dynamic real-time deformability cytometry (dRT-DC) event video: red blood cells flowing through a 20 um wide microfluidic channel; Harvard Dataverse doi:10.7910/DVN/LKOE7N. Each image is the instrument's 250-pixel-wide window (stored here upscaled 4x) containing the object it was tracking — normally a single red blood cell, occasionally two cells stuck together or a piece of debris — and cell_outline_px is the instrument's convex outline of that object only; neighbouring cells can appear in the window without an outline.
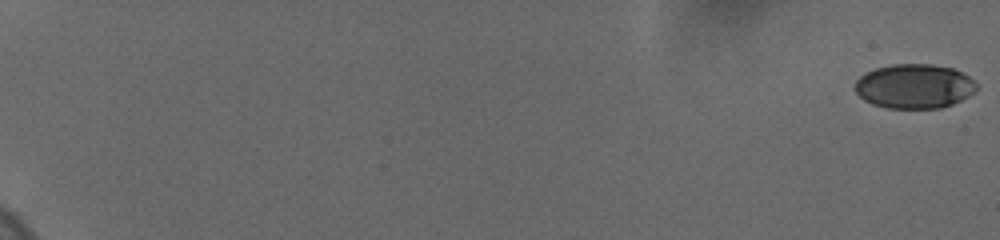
{"species": "human", "species_latin": "Homo sapiens", "temperature_condition": "cold", "stored_images_in_passage": 12, "camera_frame_rate_fps": 3000, "um_per_image_px": 0.085, "donor": {"sex": "female"}, "frame": {"image": 1, "passage_image": 1, "time_ms": 0.0, "image_size_px": [1000, 240], "cell_outline_px": [[976, 88], [968, 96], [952, 104], [940, 108], [888, 108], [872, 104], [864, 100], [856, 92], [856, 80], [864, 72], [876, 68], [892, 64], [928, 64], [952, 68], [968, 76], [976, 84]], "centroid_in_image_um": [77.68, 7.33], "position_along_channel_um": 7.3, "area_um2": 31.21}}
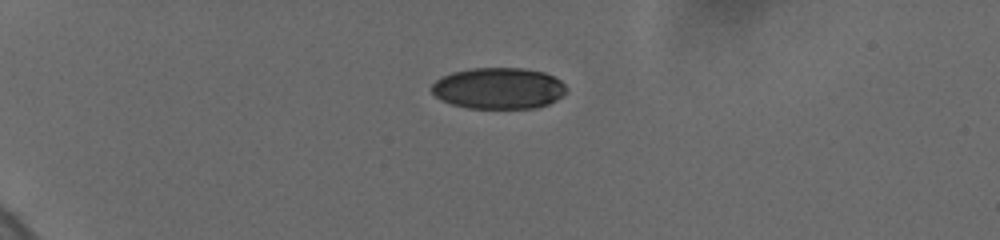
{"frame": {"image": 2, "passage_image": 7, "time_ms": 5.667, "image_size_px": [1000, 240], "cell_outline_px": [[568, 88], [556, 100], [548, 104], [536, 108], [468, 108], [452, 104], [436, 96], [432, 92], [432, 84], [440, 76], [452, 72], [472, 68], [524, 68], [544, 72], [560, 80]], "centroid_in_image_um": [42.38, 7.5], "position_along_channel_um": 42.6, "area_um2": 32.37}}
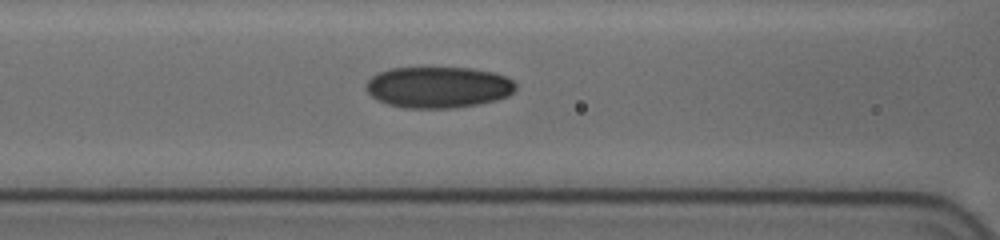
{"frame": {"image": 3, "passage_image": 12, "time_ms": 9.667, "image_size_px": [1000, 240], "cell_outline_px": [[516, 88], [508, 96], [496, 100], [476, 104], [452, 108], [404, 108], [388, 104], [376, 100], [364, 88], [364, 84], [372, 76], [388, 68], [472, 68], [492, 72], [504, 76], [512, 80], [516, 84]], "centroid_in_image_um": [37.22, 7.41], "position_along_channel_um": 129.4, "area_um2": 36.01}}